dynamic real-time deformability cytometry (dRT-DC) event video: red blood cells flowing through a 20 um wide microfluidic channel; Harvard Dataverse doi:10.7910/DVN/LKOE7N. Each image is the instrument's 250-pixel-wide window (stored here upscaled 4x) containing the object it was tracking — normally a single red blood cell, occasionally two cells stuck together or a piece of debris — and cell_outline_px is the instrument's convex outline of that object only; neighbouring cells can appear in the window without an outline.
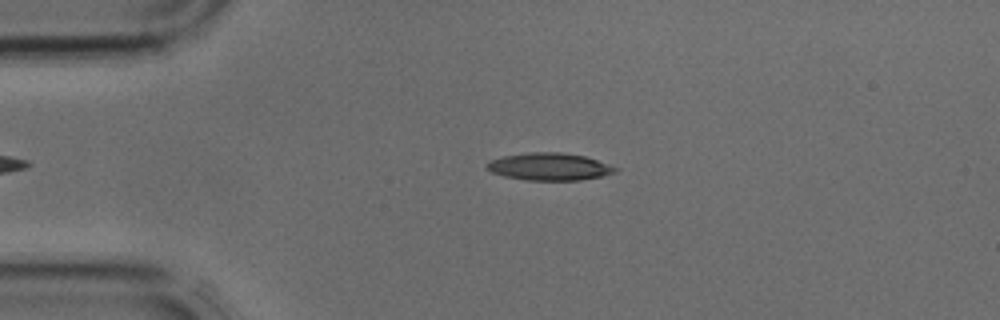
{"species": "common noctule bat (a hibernating species)", "species_latin": "Nyctalus noctula", "temperature_condition": "cold", "stored_images_in_passage": 34, "camera_frame_rate_fps": 3000, "um_per_image_px": 0.085, "animal": {"sex": "male", "body_mass_g": 17.9, "forearm_length_mm": 54.2}, "frame": {"image": 1, "passage_image": 6, "time_ms": 1.667, "image_size_px": [1000, 320], "cell_outline_px": [[620, 168], [616, 172], [600, 176], [580, 180], [524, 180], [504, 176], [492, 172], [484, 168], [484, 164], [488, 160], [504, 156], [528, 152], [560, 152], [584, 156]], "centroid_in_image_um": [46.64, 14.16], "position_along_channel_um": 38.4, "area_um2": 20.58}}
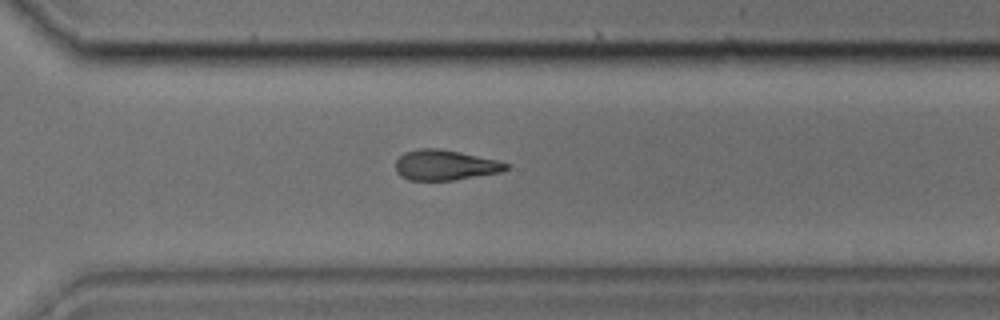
{"frame": {"image": 2, "passage_image": 26, "time_ms": 8.333, "image_size_px": [1000, 320], "cell_outline_px": [[508, 168], [500, 172], [452, 180], [408, 180], [400, 176], [396, 172], [396, 160], [404, 152], [420, 148], [436, 148], [460, 152], [496, 160], [508, 164]], "centroid_in_image_um": [37.77, 14.03], "position_along_channel_um": 332.8, "area_um2": 19.31}}
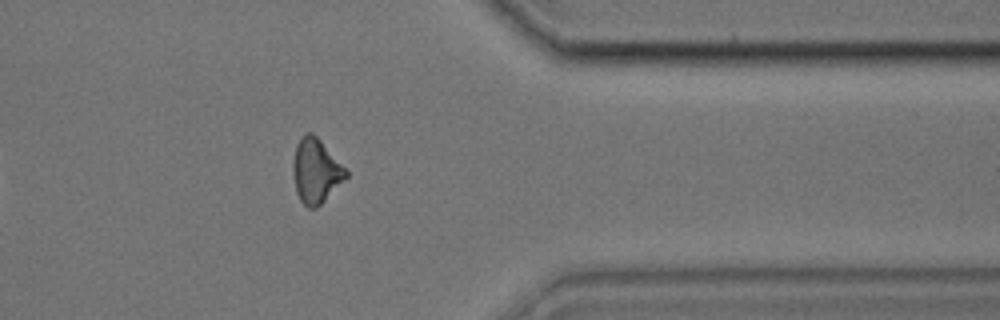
{"frame": {"image": 3, "passage_image": 30, "time_ms": 9.667, "image_size_px": [1000, 320], "cell_outline_px": [[348, 176], [316, 208], [308, 208], [300, 200], [296, 192], [292, 172], [292, 164], [296, 144], [300, 136], [304, 132], [312, 132], [320, 140], [348, 172]], "centroid_in_image_um": [26.8, 14.51], "position_along_channel_um": 384.6, "area_um2": 19.71}}